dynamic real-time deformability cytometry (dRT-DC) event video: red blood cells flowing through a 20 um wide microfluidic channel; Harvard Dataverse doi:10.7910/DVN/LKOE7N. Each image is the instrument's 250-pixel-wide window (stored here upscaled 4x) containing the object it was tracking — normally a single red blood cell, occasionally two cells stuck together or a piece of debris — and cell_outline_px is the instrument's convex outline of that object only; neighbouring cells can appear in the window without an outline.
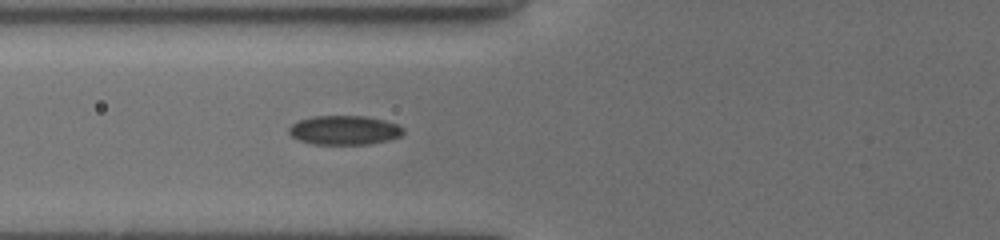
{"species": "common noctule bat (a hibernating species)", "species_latin": "Nyctalus noctula", "temperature_condition": "cold", "stored_images_in_passage": 39, "camera_frame_rate_fps": 3000, "um_per_image_px": 0.085, "animal": {"sex": "female", "body_mass_g": 19.5, "forearm_length_mm": 54.1}, "frame": {"image": 1, "passage_image": 7, "time_ms": 2.0, "image_size_px": [1000, 240], "cell_outline_px": [[404, 132], [400, 136], [388, 140], [368, 144], [312, 144], [300, 140], [292, 136], [288, 132], [288, 128], [296, 120], [312, 116], [368, 116], [384, 120], [396, 124], [404, 128]], "centroid_in_image_um": [29.25, 11.05], "position_along_channel_um": 96.6, "area_um2": 19.54}}
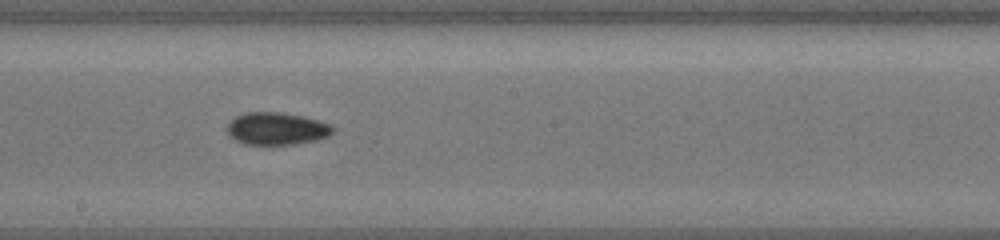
{"frame": {"image": 2, "passage_image": 17, "time_ms": 5.333, "image_size_px": [1000, 240], "cell_outline_px": [[332, 132], [328, 136], [316, 140], [292, 144], [244, 144], [228, 136], [228, 124], [236, 116], [244, 112], [280, 112], [304, 116], [332, 124]], "centroid_in_image_um": [23.51, 10.92], "position_along_channel_um": 224.7, "area_um2": 19.88}}
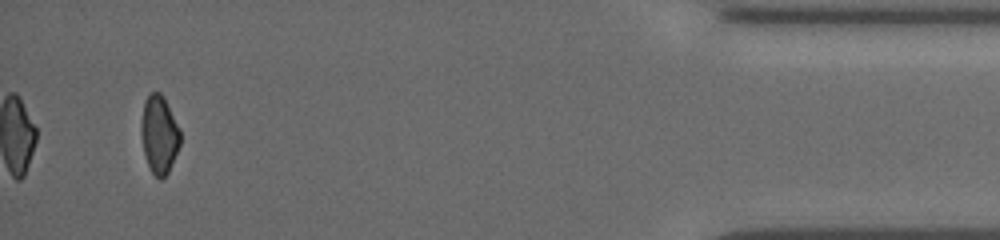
{"frame": {"image": 3, "passage_image": 37, "time_ms": 12.0, "image_size_px": [1000, 240], "cell_outline_px": [[180, 144], [168, 172], [160, 180], [152, 172], [148, 164], [144, 152], [140, 132], [140, 124], [144, 100], [152, 92], [160, 92], [164, 96], [180, 132]], "centroid_in_image_um": [13.51, 11.41], "position_along_channel_um": 421.7, "area_um2": 17.57}, "authors_computed_cell_mechanics": {"area_um2": 18.9584, "velocity_mm_per_s": 3.8342, "shape_relaxation_time_tau1_ms": 5.1913, "shape_relaxation_time_tau2_ms": null, "deformation_change_tau1": 0.1038, "deformation_change_tau2": null}}